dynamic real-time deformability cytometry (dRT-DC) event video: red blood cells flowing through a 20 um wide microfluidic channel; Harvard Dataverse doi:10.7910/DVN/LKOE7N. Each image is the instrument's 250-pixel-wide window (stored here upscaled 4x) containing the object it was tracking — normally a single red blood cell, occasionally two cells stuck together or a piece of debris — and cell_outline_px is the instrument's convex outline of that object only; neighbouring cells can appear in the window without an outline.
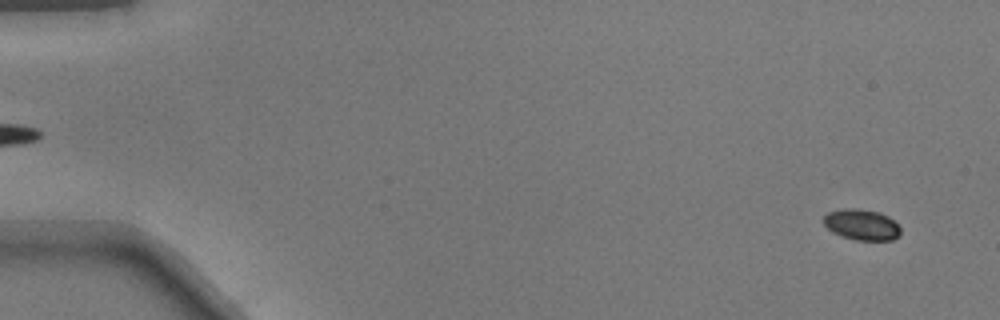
{"species": "common noctule bat (a hibernating species)", "species_latin": "Nyctalus noctula", "temperature_condition": "warm", "stored_images_in_passage": 52, "camera_frame_rate_fps": 3000, "um_per_image_px": 0.085, "animal": {"sex": "male", "body_mass_g": 17.9}, "frame": {"image": 1, "passage_image": 3, "time_ms": 0.667, "image_size_px": [1000, 320], "cell_outline_px": [[900, 236], [892, 240], [856, 240], [832, 232], [824, 224], [824, 216], [828, 212], [844, 208], [856, 208], [880, 212], [888, 216], [900, 228]], "centroid_in_image_um": [73.25, 19.09], "position_along_channel_um": 11.7, "area_um2": 13.76}}
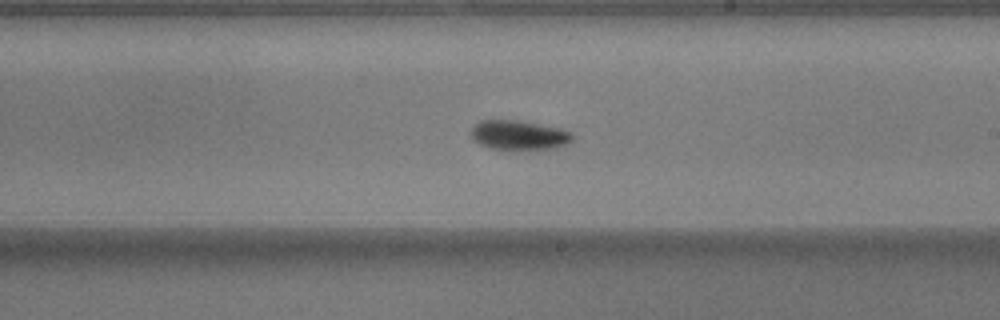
{"frame": {"image": 2, "passage_image": 31, "time_ms": 10.0, "image_size_px": [1000, 320], "cell_outline_px": [[572, 140], [568, 144], [556, 148], [488, 148], [472, 140], [468, 132], [480, 120], [520, 120], [560, 128], [572, 132]], "centroid_in_image_um": [44.08, 11.46], "position_along_channel_um": 244.9, "area_um2": 17.34}}
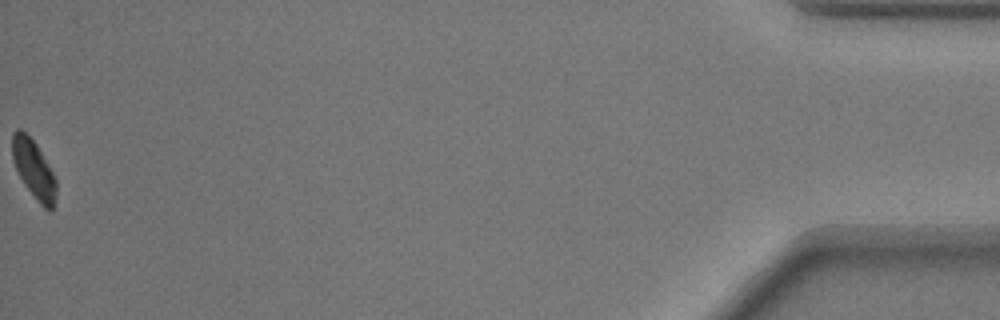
{"frame": {"image": 3, "passage_image": 52, "time_ms": 17.0, "image_size_px": [1000, 320], "cell_outline_px": [[56, 192], [52, 208], [48, 212], [36, 200], [24, 184], [12, 160], [12, 132], [16, 128], [20, 128], [36, 144], [52, 172], [56, 180]], "centroid_in_image_um": [2.84, 14.38], "position_along_channel_um": 432.4, "area_um2": 14.74}}